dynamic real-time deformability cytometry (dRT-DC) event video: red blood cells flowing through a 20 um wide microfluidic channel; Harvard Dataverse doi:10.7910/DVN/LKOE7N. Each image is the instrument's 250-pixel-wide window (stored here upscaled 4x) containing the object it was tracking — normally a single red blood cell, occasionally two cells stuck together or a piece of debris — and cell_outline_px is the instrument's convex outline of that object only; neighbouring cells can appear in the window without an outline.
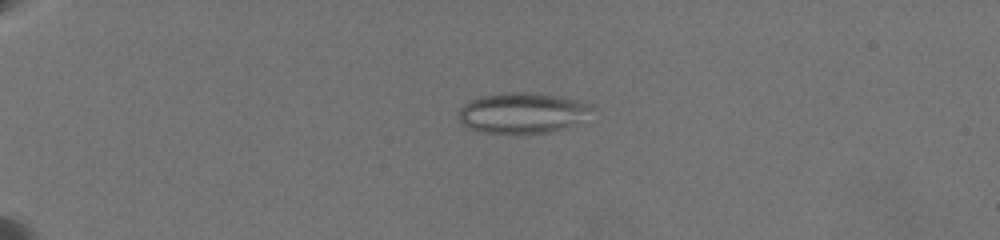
{"species": "common noctule bat (a hibernating species)", "species_latin": "Nyctalus noctula", "temperature_condition": "warm", "stored_images_in_passage": 17, "camera_frame_rate_fps": 3000, "um_per_image_px": 0.085, "animal": {"sex": "female", "body_mass_g": 19.5, "forearm_length_mm": 54.1}, "frame": {"image": 1, "passage_image": 1, "time_ms": 0.0, "image_size_px": [1000, 240], "cell_outline_px": [[592, 108], [560, 128], [548, 132], [484, 132], [472, 128], [464, 124], [460, 120], [460, 108], [464, 104], [472, 100], [484, 96], [508, 92], [552, 96], [576, 100], [592, 104]], "centroid_in_image_um": [44.27, 9.58], "position_along_channel_um": 40.7, "area_um2": 29.25}}
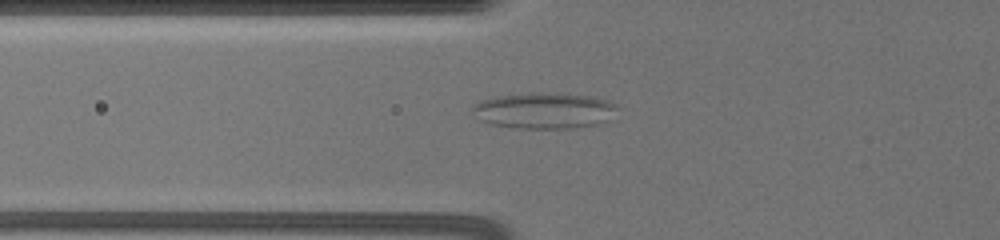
{"frame": {"image": 2, "passage_image": 11, "time_ms": 3.0, "image_size_px": [1000, 240], "cell_outline_px": [[616, 108], [608, 120], [596, 124], [572, 128], [520, 128], [492, 124], [480, 120], [472, 112], [472, 108], [476, 104], [484, 100], [500, 96], [544, 92], [588, 96], [604, 100], [616, 104]], "centroid_in_image_um": [46.25, 9.41], "position_along_channel_um": 79.6, "area_um2": 29.65}}